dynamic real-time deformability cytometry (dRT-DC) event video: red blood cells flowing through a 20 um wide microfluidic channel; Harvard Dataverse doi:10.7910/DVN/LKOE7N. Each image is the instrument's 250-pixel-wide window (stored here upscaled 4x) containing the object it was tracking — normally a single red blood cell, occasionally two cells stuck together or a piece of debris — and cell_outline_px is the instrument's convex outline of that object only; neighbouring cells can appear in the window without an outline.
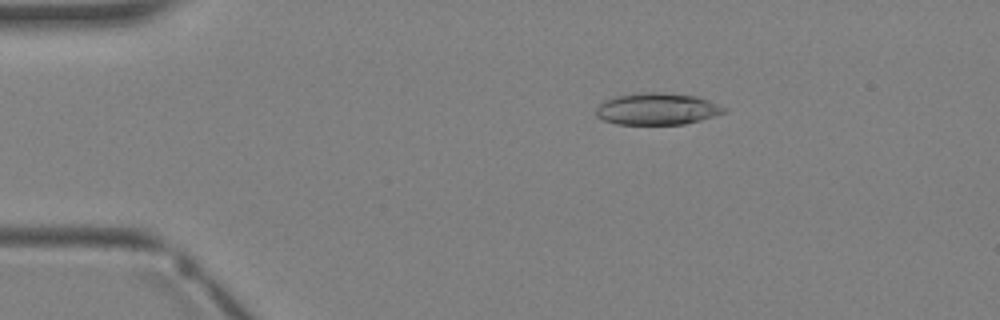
{"species": "Egyptian fruit bat (a non-hibernating species)", "species_latin": "Rousettus aegyptiacus", "temperature_condition": "warm", "stored_images_in_passage": 4, "camera_frame_rate_fps": 3000, "um_per_image_px": 0.085, "animal": {"sex": "female"}, "frame": {"image": 1, "passage_image": 4, "time_ms": 3.667, "image_size_px": [1000, 320], "cell_outline_px": [[728, 108], [724, 112], [700, 120], [684, 124], [616, 124], [604, 120], [596, 116], [596, 108], [604, 100], [616, 96], [648, 92], [664, 92], [696, 96], [708, 100]], "centroid_in_image_um": [55.84, 9.25], "position_along_channel_um": 29.2, "area_um2": 23.58}}